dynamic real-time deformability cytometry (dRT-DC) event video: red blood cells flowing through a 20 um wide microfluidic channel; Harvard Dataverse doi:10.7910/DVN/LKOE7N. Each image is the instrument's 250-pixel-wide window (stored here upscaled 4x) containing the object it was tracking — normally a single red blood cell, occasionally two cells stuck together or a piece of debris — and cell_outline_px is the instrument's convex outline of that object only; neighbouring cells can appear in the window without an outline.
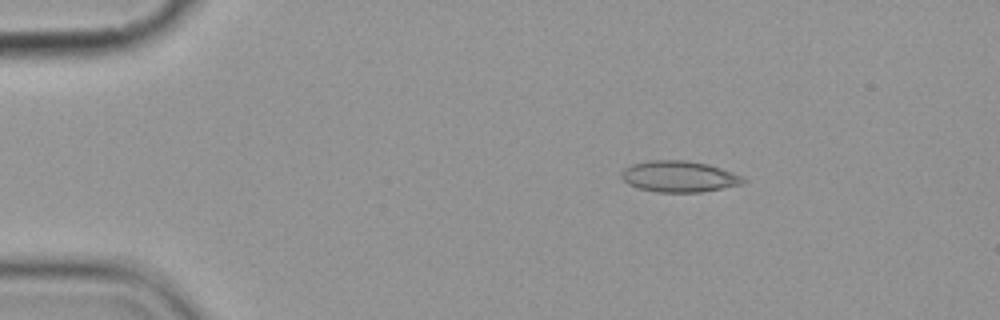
{"species": "common noctule bat (a hibernating species)", "species_latin": "Nyctalus noctula", "temperature_condition": "cold", "stored_images_in_passage": 5, "camera_frame_rate_fps": 3000, "um_per_image_px": 0.085, "animal": {"sex": "female", "body_mass_g": 19.9}, "frame": {"image": 1, "passage_image": 3, "time_ms": 2.0, "image_size_px": [1000, 320], "cell_outline_px": [[748, 180], [744, 184], [700, 192], [656, 192], [640, 188], [628, 184], [620, 176], [620, 172], [624, 168], [632, 164], [648, 160], [684, 160], [708, 164], [732, 172]], "centroid_in_image_um": [57.71, 15.0], "position_along_channel_um": 27.3, "area_um2": 22.14}}